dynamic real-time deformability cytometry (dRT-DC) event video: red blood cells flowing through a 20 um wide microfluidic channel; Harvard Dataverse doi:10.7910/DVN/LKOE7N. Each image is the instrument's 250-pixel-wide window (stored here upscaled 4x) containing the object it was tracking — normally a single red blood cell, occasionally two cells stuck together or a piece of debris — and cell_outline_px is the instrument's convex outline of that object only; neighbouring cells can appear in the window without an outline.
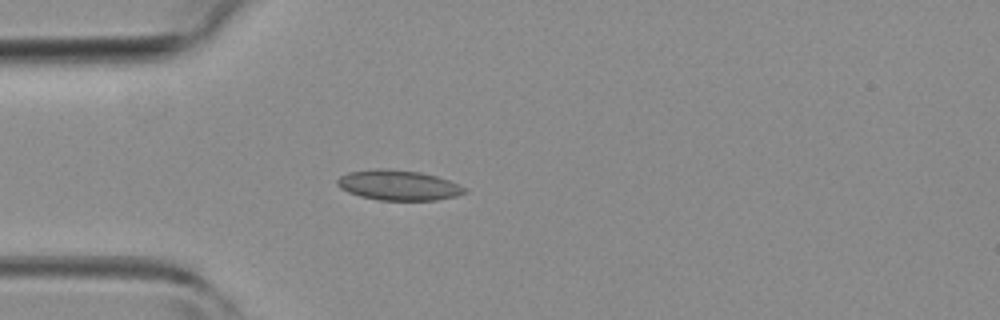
{"species": "common noctule bat (a hibernating species)", "species_latin": "Nyctalus noctula", "temperature_condition": "room temperature", "stored_images_in_passage": 5, "segment_of_instrument_passage": [1, 2], "camera_frame_rate_fps": 3000, "um_per_image_px": 0.085, "animal": {"sex": "female", "body_mass_g": 19.3, "forearm_length_mm": 54.1}, "frame": {"image": 1, "passage_image": 3, "time_ms": 2.333, "image_size_px": [1000, 320], "cell_outline_px": [[468, 192], [456, 196], [436, 200], [376, 200], [360, 196], [348, 192], [340, 188], [336, 184], [336, 180], [340, 176], [348, 172], [376, 168], [388, 168], [420, 172], [436, 176], [448, 180], [468, 188]], "centroid_in_image_um": [33.86, 15.74], "position_along_channel_um": 51.1, "area_um2": 22.6}}